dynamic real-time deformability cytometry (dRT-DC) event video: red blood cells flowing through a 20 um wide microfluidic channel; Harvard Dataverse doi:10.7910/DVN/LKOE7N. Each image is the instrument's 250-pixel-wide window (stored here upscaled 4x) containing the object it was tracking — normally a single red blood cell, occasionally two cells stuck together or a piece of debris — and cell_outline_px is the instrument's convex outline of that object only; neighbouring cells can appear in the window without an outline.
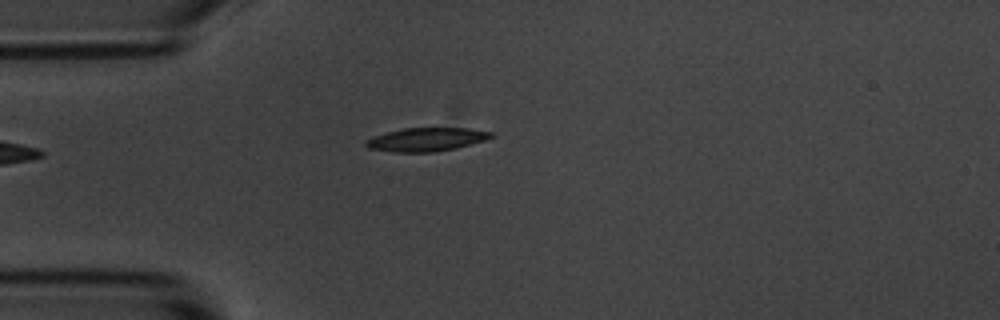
{"species": "common noctule bat (a hibernating species)", "species_latin": "Nyctalus noctula", "temperature_condition": "room temperature", "stored_images_in_passage": 5, "camera_frame_rate_fps": 3000, "um_per_image_px": 0.085, "animal": {"sex": "male", "body_mass_g": 20.1, "forearm_length_mm": 53.5}, "frame": {"image": 1, "passage_image": 5, "time_ms": 4.667, "image_size_px": [1000, 320], "cell_outline_px": [[496, 136], [484, 140], [456, 148], [432, 152], [396, 152], [368, 148], [364, 144], [364, 140], [388, 132], [404, 128], [468, 128], [492, 132]], "centroid_in_image_um": [36.25, 11.85], "position_along_channel_um": 48.7, "area_um2": 16.99}}